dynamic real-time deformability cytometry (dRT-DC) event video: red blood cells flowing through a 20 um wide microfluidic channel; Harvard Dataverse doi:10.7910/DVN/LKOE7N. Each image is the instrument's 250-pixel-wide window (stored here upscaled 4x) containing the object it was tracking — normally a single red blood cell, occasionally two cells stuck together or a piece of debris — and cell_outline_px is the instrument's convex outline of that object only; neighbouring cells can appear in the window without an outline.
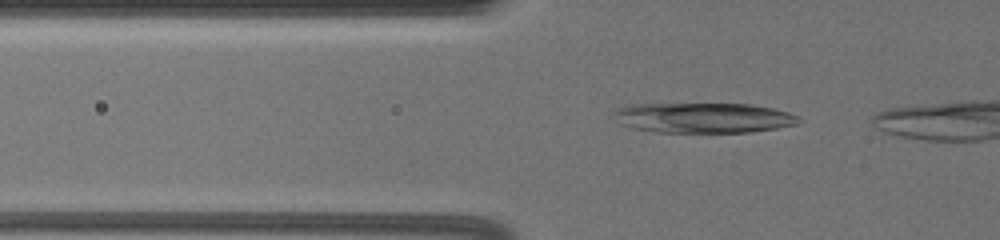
{"species": "common noctule bat (a hibernating species)", "species_latin": "Nyctalus noctula", "temperature_condition": "warm", "stored_images_in_passage": 7, "camera_frame_rate_fps": 3000, "um_per_image_px": 0.085, "animal": {"sex": "female", "body_mass_g": 19.5, "forearm_length_mm": 54.1}, "frame": {"image": 1, "passage_image": 4, "time_ms": 1.0, "image_size_px": [1000, 240], "cell_outline_px": [[804, 120], [796, 124], [776, 128], [748, 132], [656, 132], [632, 128], [620, 124], [612, 112], [616, 108], [632, 104], [748, 104], [772, 108], [788, 112], [800, 116]], "centroid_in_image_um": [59.79, 10.01], "position_along_channel_um": 66.0, "area_um2": 32.6}}